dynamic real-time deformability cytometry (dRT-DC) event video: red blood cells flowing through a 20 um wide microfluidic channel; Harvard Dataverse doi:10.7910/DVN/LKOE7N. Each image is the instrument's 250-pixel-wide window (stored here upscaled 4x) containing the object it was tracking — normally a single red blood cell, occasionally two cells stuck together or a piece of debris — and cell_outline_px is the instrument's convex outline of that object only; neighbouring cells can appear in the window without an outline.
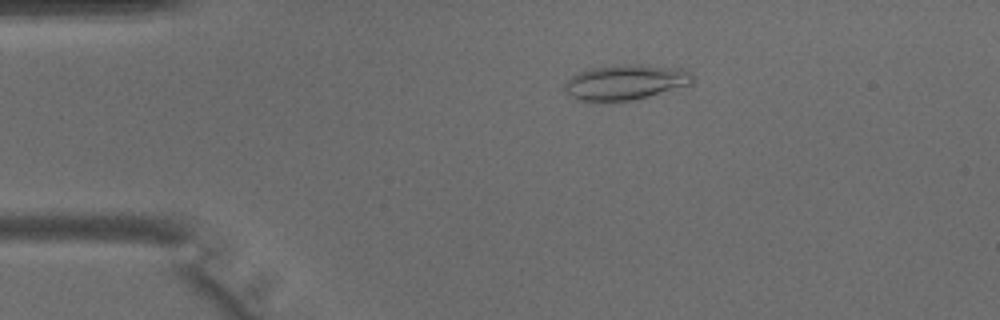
{"species": "common noctule bat (a hibernating species)", "species_latin": "Nyctalus noctula", "temperature_condition": "warm", "stored_images_in_passage": 39, "camera_frame_rate_fps": 3000, "um_per_image_px": 0.085, "animal": {"sex": "male", "body_mass_g": 15.6}, "frame": {"image": 1, "passage_image": 4, "time_ms": 1.0, "image_size_px": [1000, 320], "cell_outline_px": [[696, 76], [692, 84], [648, 96], [632, 100], [580, 100], [564, 92], [564, 84], [572, 76], [588, 68], [624, 64], [636, 64], [684, 68], [692, 72]], "centroid_in_image_um": [53.23, 6.96], "position_along_channel_um": 31.8, "area_um2": 26.18}}
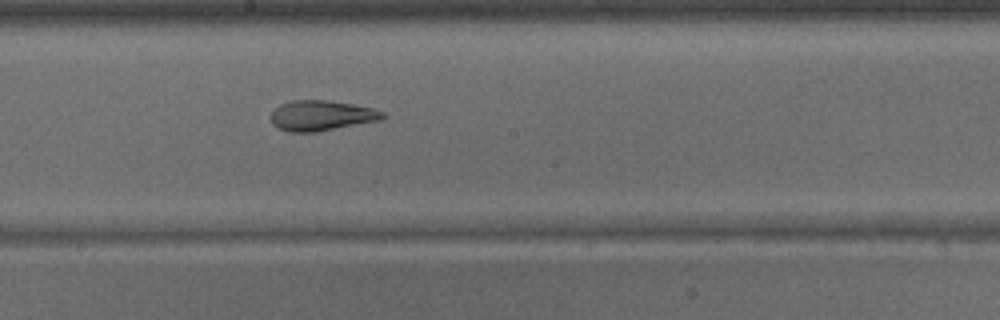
{"frame": {"image": 2, "passage_image": 19, "time_ms": 6.0, "image_size_px": [1000, 320], "cell_outline_px": [[388, 116], [380, 120], [316, 132], [288, 132], [272, 124], [272, 112], [280, 104], [292, 100], [328, 100], [352, 104], [372, 108], [384, 112]], "centroid_in_image_um": [27.34, 9.82], "position_along_channel_um": 220.9, "area_um2": 19.65}}
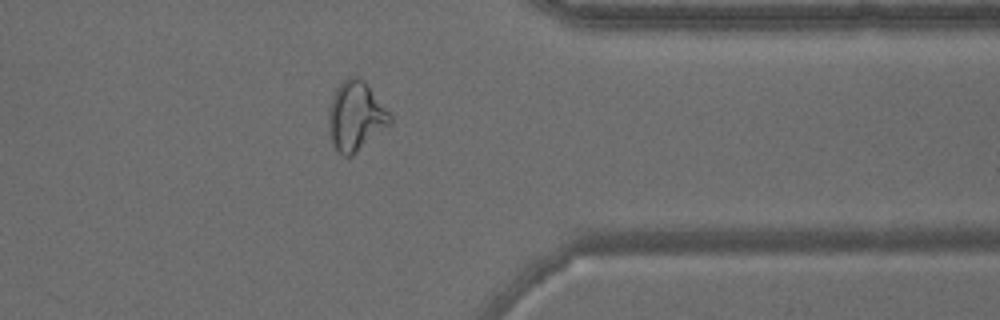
{"frame": {"image": 3, "passage_image": 30, "time_ms": 9.667, "image_size_px": [1000, 320], "cell_outline_px": [[392, 124], [352, 156], [344, 156], [336, 148], [332, 140], [328, 128], [328, 108], [332, 96], [336, 88], [348, 76], [360, 76], [364, 80], [392, 116]], "centroid_in_image_um": [30.24, 9.86], "position_along_channel_um": 381.2, "area_um2": 24.91}}